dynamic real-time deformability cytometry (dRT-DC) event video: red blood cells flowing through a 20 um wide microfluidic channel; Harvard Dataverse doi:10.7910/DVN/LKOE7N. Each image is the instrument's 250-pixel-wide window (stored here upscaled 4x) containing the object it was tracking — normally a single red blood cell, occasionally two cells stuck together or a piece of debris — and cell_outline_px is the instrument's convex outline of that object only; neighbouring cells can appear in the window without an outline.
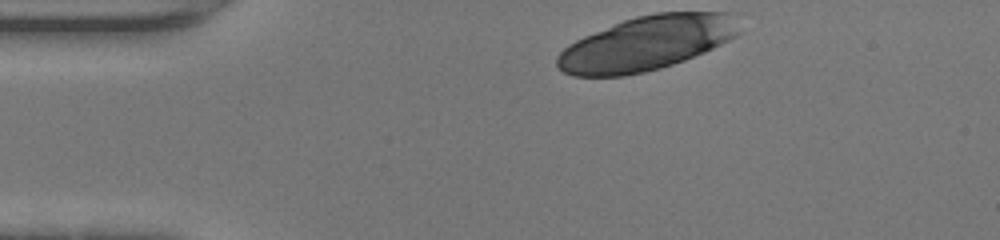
{"species": "human", "species_latin": "Homo sapiens", "temperature_condition": "warm", "stored_images_in_passage": 21, "camera_frame_rate_fps": 3000, "um_per_image_px": 0.085, "donor": {"sex": "female"}, "frame": {"image": 1, "passage_image": 1, "time_ms": 0.0, "image_size_px": [1000, 240], "cell_outline_px": [[744, 12], [740, 32], [736, 36], [704, 52], [684, 60], [660, 68], [644, 72], [624, 76], [572, 76], [564, 72], [556, 64], [556, 56], [568, 44], [584, 36], [624, 20], [636, 16], [656, 12]], "centroid_in_image_um": [55.06, 3.64], "position_along_channel_um": 29.9, "area_um2": 58.26}}